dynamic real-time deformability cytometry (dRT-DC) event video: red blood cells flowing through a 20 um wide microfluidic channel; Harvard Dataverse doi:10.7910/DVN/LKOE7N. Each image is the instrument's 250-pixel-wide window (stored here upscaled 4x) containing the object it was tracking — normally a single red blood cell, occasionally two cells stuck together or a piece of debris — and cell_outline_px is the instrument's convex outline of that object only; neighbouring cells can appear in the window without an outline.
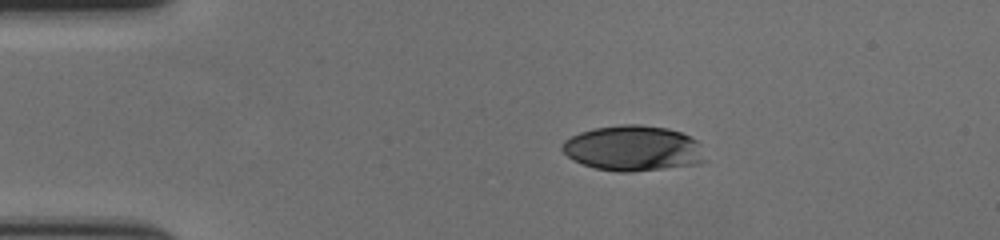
{"species": "human", "species_latin": "Homo sapiens", "temperature_condition": "cold", "stored_images_in_passage": 48, "camera_frame_rate_fps": 3000, "um_per_image_px": 0.085, "donor": {"sex": "female"}, "frame": {"image": 1, "passage_image": 1, "time_ms": 0.0, "image_size_px": [1000, 240], "cell_outline_px": [[708, 160], [696, 164], [632, 172], [616, 172], [596, 168], [572, 160], [560, 148], [564, 140], [580, 132], [596, 128], [624, 124], [640, 124], [668, 128], [680, 132], [696, 140]], "centroid_in_image_um": [53.81, 12.61], "position_along_channel_um": 31.2, "area_um2": 37.74}}
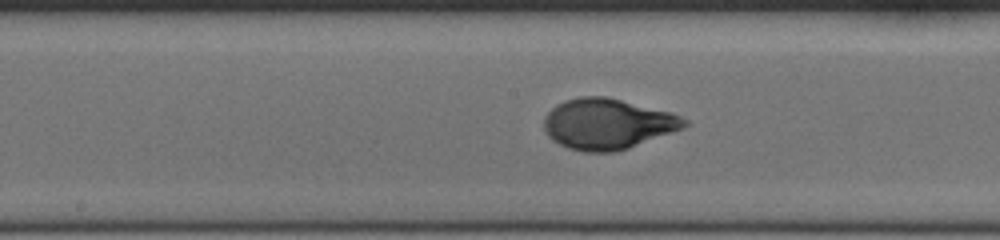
{"frame": {"image": 2, "passage_image": 20, "time_ms": 6.333, "image_size_px": [1000, 240], "cell_outline_px": [[688, 124], [684, 128], [628, 148], [616, 152], [584, 152], [568, 148], [552, 140], [544, 132], [544, 116], [556, 104], [564, 100], [580, 96], [604, 96], [672, 112], [688, 120]], "centroid_in_image_um": [51.62, 10.53], "position_along_channel_um": 196.6, "area_um2": 41.56}}
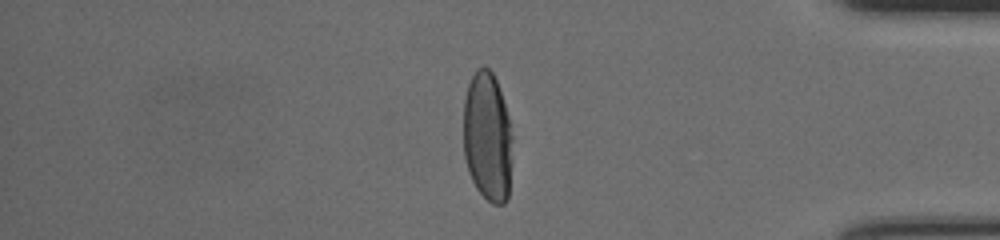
{"frame": {"image": 3, "passage_image": 39, "time_ms": 12.667, "image_size_px": [1000, 240], "cell_outline_px": [[512, 140], [508, 200], [504, 204], [492, 204], [476, 188], [468, 172], [464, 156], [464, 100], [468, 84], [476, 68], [488, 68], [492, 72], [496, 80], [508, 116], [512, 136]], "centroid_in_image_um": [41.43, 11.66], "position_along_channel_um": 393.8, "area_um2": 36.93}, "authors_computed_cell_mechanics": {"area_um2": 40.2866, "velocity_mm_per_s": 3.5387, "shape_relaxation_time_tau1_ms": 4.2682, "shape_relaxation_time_tau2_ms": null, "deformation_change_tau1": 0.2126, "deformation_change_tau2": null}}